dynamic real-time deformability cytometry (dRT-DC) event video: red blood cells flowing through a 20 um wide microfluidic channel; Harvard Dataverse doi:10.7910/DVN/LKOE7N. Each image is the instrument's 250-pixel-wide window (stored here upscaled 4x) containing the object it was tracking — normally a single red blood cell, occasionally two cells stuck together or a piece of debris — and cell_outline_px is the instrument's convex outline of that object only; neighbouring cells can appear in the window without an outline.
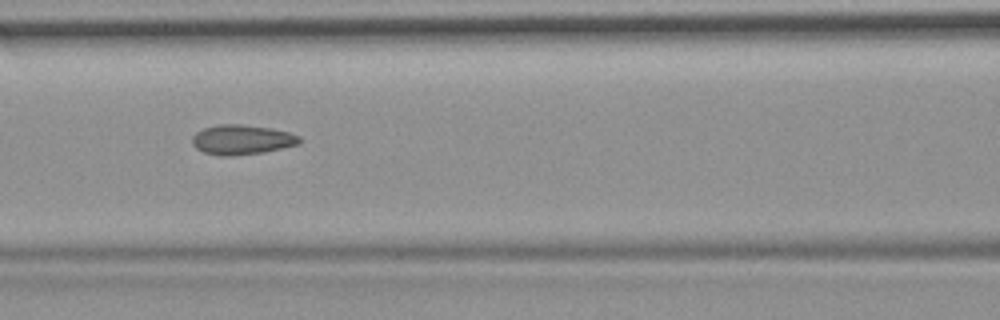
{"species": "common noctule bat (a hibernating species)", "species_latin": "Nyctalus noctula", "temperature_condition": "room temperature", "stored_images_in_passage": 54, "camera_frame_rate_fps": 3000, "um_per_image_px": 0.085, "animal": {"sex": "female", "body_mass_g": 19.9}, "frame": {"image": 1, "passage_image": 24, "time_ms": 7.667, "image_size_px": [1000, 320], "cell_outline_px": [[300, 144], [264, 152], [228, 156], [220, 156], [204, 152], [196, 148], [192, 144], [192, 136], [196, 132], [204, 128], [216, 124], [240, 124], [272, 128], [288, 132], [300, 136]], "centroid_in_image_um": [20.55, 11.87], "position_along_channel_um": 146.1, "area_um2": 18.67}, "authors_computed_cell_mechanics": {"area_um2": 18.2937, "velocity_mm_per_s": 3.738, "shape_relaxation_time_tau1_ms": null, "shape_relaxation_time_tau2_ms": 1.5445, "deformation_change_tau1": null, "deformation_change_tau2": 0.0619}}